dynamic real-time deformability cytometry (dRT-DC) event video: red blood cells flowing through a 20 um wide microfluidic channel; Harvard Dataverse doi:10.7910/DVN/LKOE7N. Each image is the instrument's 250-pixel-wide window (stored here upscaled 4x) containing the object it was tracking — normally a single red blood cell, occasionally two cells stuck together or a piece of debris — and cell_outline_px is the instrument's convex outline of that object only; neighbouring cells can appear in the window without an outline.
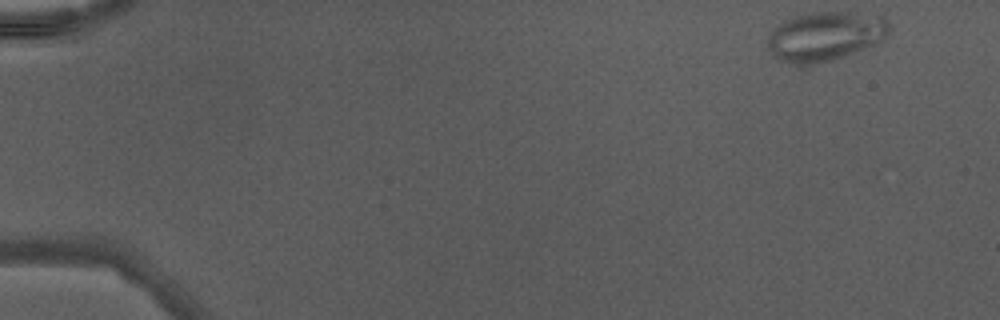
{"species": "Egyptian fruit bat (a non-hibernating species)", "species_latin": "Rousettus aegyptiacus", "temperature_condition": "warm", "stored_images_in_passage": 45, "camera_frame_rate_fps": 3000, "um_per_image_px": 0.085, "animal": {"sex": "male"}, "frame": {"image": 1, "passage_image": 1, "time_ms": 0.0, "image_size_px": [1000, 320], "cell_outline_px": [[892, 28], [888, 36], [884, 40], [852, 52], [828, 60], [796, 64], [780, 60], [772, 56], [768, 48], [768, 36], [784, 20], [812, 12], [848, 12], [880, 16]], "centroid_in_image_um": [70.15, 3.05], "position_along_channel_um": 14.8, "area_um2": 33.99}}
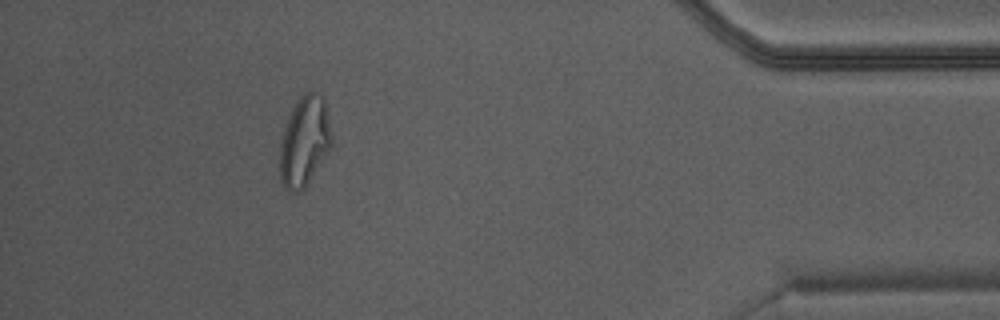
{"frame": {"image": 2, "passage_image": 41, "time_ms": 13.333, "image_size_px": [1000, 320], "cell_outline_px": [[332, 144], [304, 188], [296, 192], [292, 192], [284, 188], [280, 180], [280, 140], [284, 128], [292, 108], [296, 100], [304, 92], [312, 88], [320, 92], [324, 100], [332, 136]], "centroid_in_image_um": [25.86, 11.95], "position_along_channel_um": 409.3, "area_um2": 27.17}}